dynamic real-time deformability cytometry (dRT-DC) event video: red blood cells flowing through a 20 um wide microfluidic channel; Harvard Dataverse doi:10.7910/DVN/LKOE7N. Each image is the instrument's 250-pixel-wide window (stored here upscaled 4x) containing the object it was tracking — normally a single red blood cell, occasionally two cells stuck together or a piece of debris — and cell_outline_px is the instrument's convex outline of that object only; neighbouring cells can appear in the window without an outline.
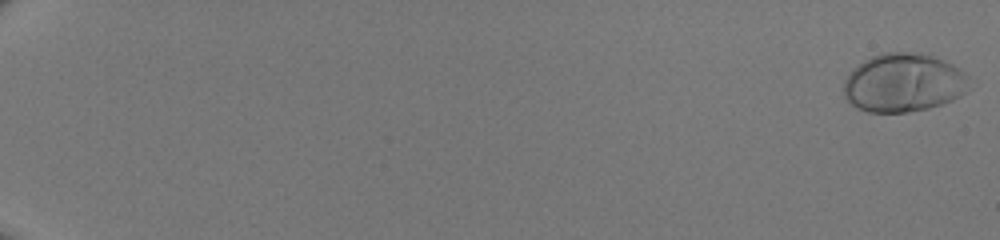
{"species": "human", "species_latin": "Homo sapiens", "temperature_condition": "room temperature", "stored_images_in_passage": 51, "camera_frame_rate_fps": 3000, "um_per_image_px": 0.085, "donor": {"sex": "male"}, "frame": {"image": 1, "passage_image": 1, "time_ms": 0.0, "image_size_px": [1000, 240], "cell_outline_px": [[968, 76], [964, 92], [960, 96], [952, 100], [928, 108], [908, 112], [868, 112], [856, 108], [844, 96], [844, 80], [852, 68], [864, 60], [872, 56], [884, 52], [920, 52], [932, 56], [952, 64]], "centroid_in_image_um": [76.74, 7.03], "position_along_channel_um": 8.3, "area_um2": 42.66}}
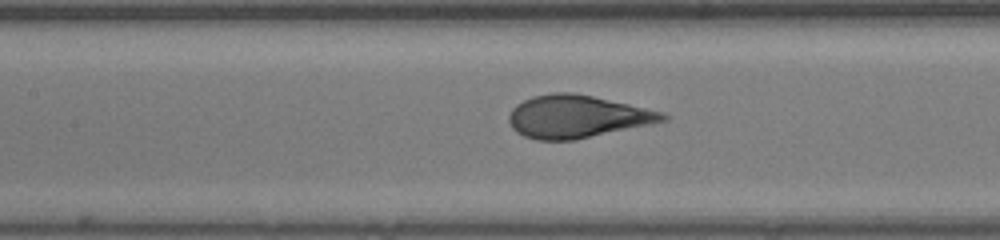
{"frame": {"image": 2, "passage_image": 28, "time_ms": 9.0, "image_size_px": [1000, 240], "cell_outline_px": [[672, 116], [668, 120], [652, 124], [576, 140], [536, 140], [524, 136], [516, 132], [512, 128], [508, 120], [508, 116], [512, 108], [516, 104], [532, 96], [552, 92], [572, 92], [592, 96], [664, 112]], "centroid_in_image_um": [49.06, 9.91], "position_along_channel_um": 158.3, "area_um2": 38.49}}
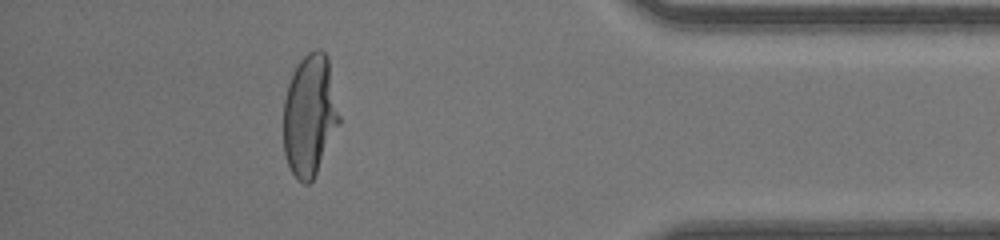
{"frame": {"image": 3, "passage_image": 47, "time_ms": 15.333, "image_size_px": [1000, 240], "cell_outline_px": [[340, 124], [312, 180], [308, 184], [304, 184], [292, 172], [288, 164], [284, 152], [284, 100], [288, 84], [292, 72], [296, 64], [308, 52], [316, 48], [320, 48], [328, 56], [340, 116]], "centroid_in_image_um": [26.33, 9.75], "position_along_channel_um": 408.9, "area_um2": 39.54}}